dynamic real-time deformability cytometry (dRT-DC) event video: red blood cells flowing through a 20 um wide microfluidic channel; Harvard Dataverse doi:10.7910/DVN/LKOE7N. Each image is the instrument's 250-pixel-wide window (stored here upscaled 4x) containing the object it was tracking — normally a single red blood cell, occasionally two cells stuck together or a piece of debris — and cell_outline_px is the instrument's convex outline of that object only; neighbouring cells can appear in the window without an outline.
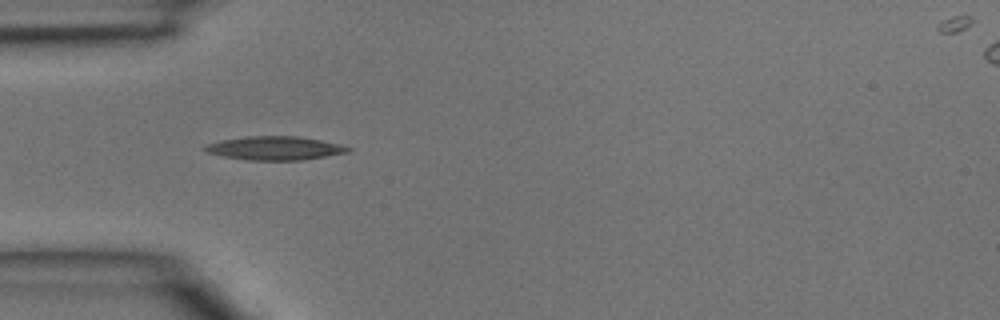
{"species": "common noctule bat (a hibernating species)", "species_latin": "Nyctalus noctula", "temperature_condition": "room temperature", "stored_images_in_passage": 33, "camera_frame_rate_fps": 3000, "um_per_image_px": 0.085, "animal": {"sex": "male", "body_mass_g": 15.6}, "frame": {"image": 1, "passage_image": 1, "time_ms": 0.0, "image_size_px": [1000, 320], "cell_outline_px": [[352, 148], [348, 152], [304, 160], [244, 160], [224, 156], [208, 152], [204, 148], [208, 144], [220, 140], [244, 136], [296, 136], [320, 140], [340, 144]], "centroid_in_image_um": [23.38, 12.59], "position_along_channel_um": 61.6, "area_um2": 19.59}}
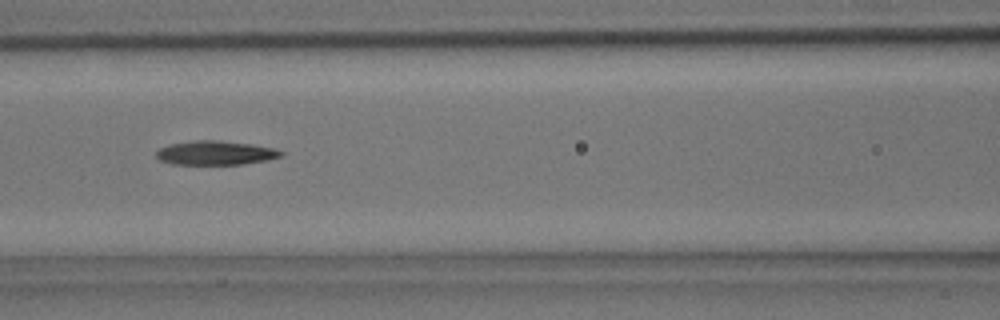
{"frame": {"image": 2, "passage_image": 7, "time_ms": 2.0, "image_size_px": [1000, 320], "cell_outline_px": [[284, 156], [268, 160], [244, 164], [172, 164], [160, 160], [156, 156], [156, 152], [160, 148], [168, 144], [192, 140], [216, 140], [248, 144], [276, 148], [284, 152]], "centroid_in_image_um": [18.33, 12.99], "position_along_channel_um": 148.3, "area_um2": 17.57}}
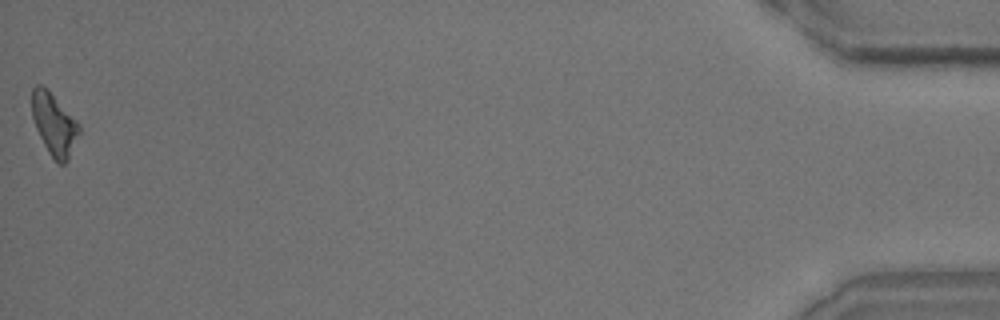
{"frame": {"image": 3, "passage_image": 33, "time_ms": 10.667, "image_size_px": [1000, 320], "cell_outline_px": [[80, 132], [68, 160], [64, 164], [60, 164], [48, 152], [36, 128], [32, 116], [32, 88], [36, 84], [40, 84], [48, 88], [80, 124]], "centroid_in_image_um": [4.6, 10.52], "position_along_channel_um": 430.6, "area_um2": 17.05}}